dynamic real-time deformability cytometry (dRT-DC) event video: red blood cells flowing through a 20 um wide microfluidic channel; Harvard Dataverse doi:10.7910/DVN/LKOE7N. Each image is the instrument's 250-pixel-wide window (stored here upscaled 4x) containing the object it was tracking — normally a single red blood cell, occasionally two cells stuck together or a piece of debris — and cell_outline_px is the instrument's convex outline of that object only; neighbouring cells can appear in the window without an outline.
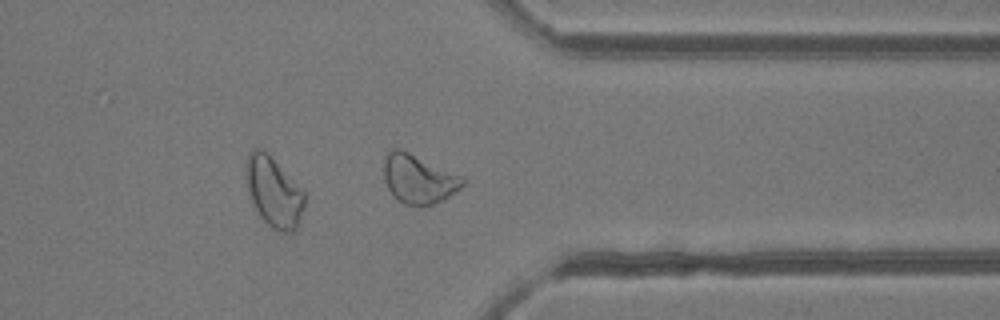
{"species": "common noctule bat (a hibernating species)", "species_latin": "Nyctalus noctula", "temperature_condition": "room temperature", "stored_images_in_passage": 29, "camera_frame_rate_fps": 3000, "um_per_image_px": 0.085, "animal": {"sex": "female"}, "frame": {"image": 1, "passage_image": 25, "time_ms": 8.0, "image_size_px": [1000, 320], "cell_outline_px": [[464, 184], [460, 188], [444, 200], [424, 208], [420, 208], [404, 204], [396, 200], [392, 196], [384, 180], [384, 156], [392, 148], [400, 148], [464, 176]], "centroid_in_image_um": [35.57, 15.24], "position_along_channel_um": 375.8, "area_um2": 23.12}}